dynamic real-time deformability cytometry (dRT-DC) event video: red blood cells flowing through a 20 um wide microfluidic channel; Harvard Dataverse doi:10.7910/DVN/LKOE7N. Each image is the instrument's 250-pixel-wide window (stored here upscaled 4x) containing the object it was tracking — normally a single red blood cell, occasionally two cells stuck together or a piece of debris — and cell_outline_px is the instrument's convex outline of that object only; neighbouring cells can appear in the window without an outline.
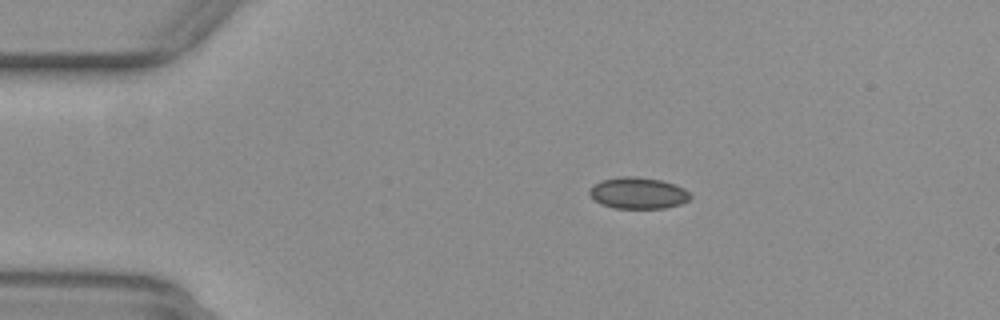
{"species": "common noctule bat (a hibernating species)", "species_latin": "Nyctalus noctula", "temperature_condition": "warm", "stored_images_in_passage": 49, "camera_frame_rate_fps": 3000, "um_per_image_px": 0.085, "animal": {"sex": "female", "body_mass_g": 29.2, "forearm_length_mm": 56.3}, "frame": {"image": 1, "passage_image": 6, "time_ms": 1.667, "image_size_px": [1000, 320], "cell_outline_px": [[692, 196], [688, 200], [680, 204], [664, 208], [612, 208], [600, 204], [588, 192], [600, 180], [620, 176], [636, 176], [660, 180], [676, 184], [684, 188]], "centroid_in_image_um": [54.25, 16.4], "position_along_channel_um": 30.7, "area_um2": 18.44}}
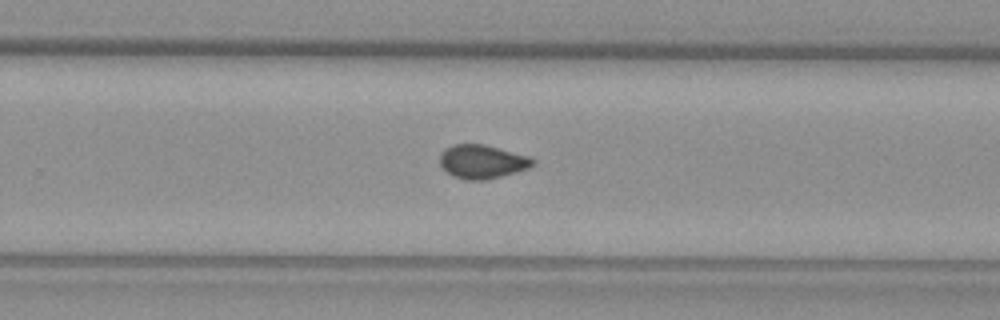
{"frame": {"image": 2, "passage_image": 30, "time_ms": 9.667, "image_size_px": [1000, 320], "cell_outline_px": [[536, 164], [528, 168], [516, 172], [484, 180], [464, 180], [452, 176], [440, 164], [440, 152], [444, 148], [452, 144], [484, 144], [528, 156], [536, 160]], "centroid_in_image_um": [40.97, 13.73], "position_along_channel_um": 288.8, "area_um2": 18.32}}
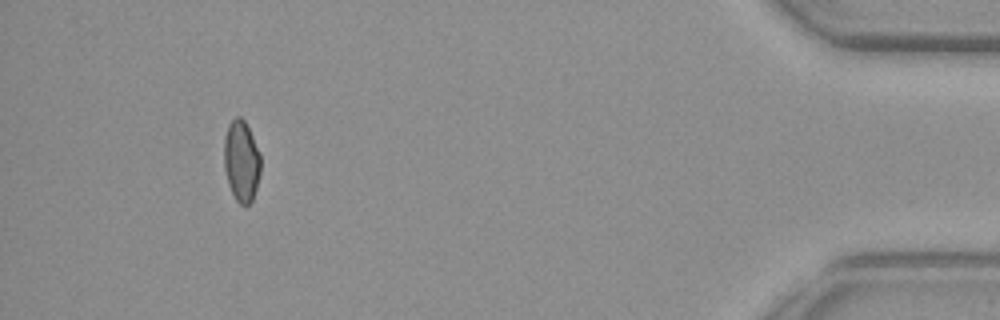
{"frame": {"image": 3, "passage_image": 45, "time_ms": 14.667, "image_size_px": [1000, 320], "cell_outline_px": [[260, 172], [256, 188], [252, 200], [248, 204], [240, 204], [236, 200], [228, 184], [224, 168], [224, 136], [228, 124], [236, 116], [240, 116], [244, 120], [260, 152]], "centroid_in_image_um": [20.5, 13.66], "position_along_channel_um": 414.7, "area_um2": 17.28}, "authors_computed_cell_mechanics": {"area_um2": 17.918, "velocity_mm_per_s": 3.8979, "shape_relaxation_time_tau1_ms": null, "shape_relaxation_time_tau2_ms": 1.655, "deformation_change_tau1": null, "deformation_change_tau2": 0.0533}}